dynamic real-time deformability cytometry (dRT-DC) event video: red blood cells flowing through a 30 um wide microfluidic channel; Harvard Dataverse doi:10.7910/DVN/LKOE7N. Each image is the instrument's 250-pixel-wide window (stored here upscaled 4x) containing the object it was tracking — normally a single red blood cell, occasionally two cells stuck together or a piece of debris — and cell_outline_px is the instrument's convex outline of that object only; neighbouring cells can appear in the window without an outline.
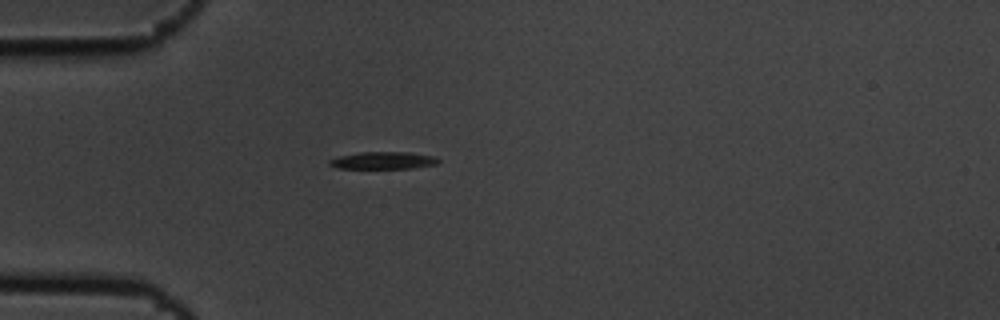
{"species": "common noctule bat (a hibernating species)", "species_latin": "Nyctalus noctula", "temperature_condition": "cold", "stored_images_in_passage": 2, "camera_frame_rate_fps": 3000, "um_per_image_px": 0.085, "animal": {"sex": "male", "body_mass_g": 19.5, "forearm_length_mm": 54.6}, "frame": {"image": 1, "passage_image": 1, "time_ms": 0.0, "image_size_px": [1000, 320], "cell_outline_px": [[440, 160], [436, 164], [412, 168], [340, 168], [328, 164], [328, 160], [340, 156], [360, 152], [408, 152], [432, 156]], "centroid_in_image_um": [32.56, 13.63], "position_along_channel_um": 52.4, "area_um2": 10.75}}